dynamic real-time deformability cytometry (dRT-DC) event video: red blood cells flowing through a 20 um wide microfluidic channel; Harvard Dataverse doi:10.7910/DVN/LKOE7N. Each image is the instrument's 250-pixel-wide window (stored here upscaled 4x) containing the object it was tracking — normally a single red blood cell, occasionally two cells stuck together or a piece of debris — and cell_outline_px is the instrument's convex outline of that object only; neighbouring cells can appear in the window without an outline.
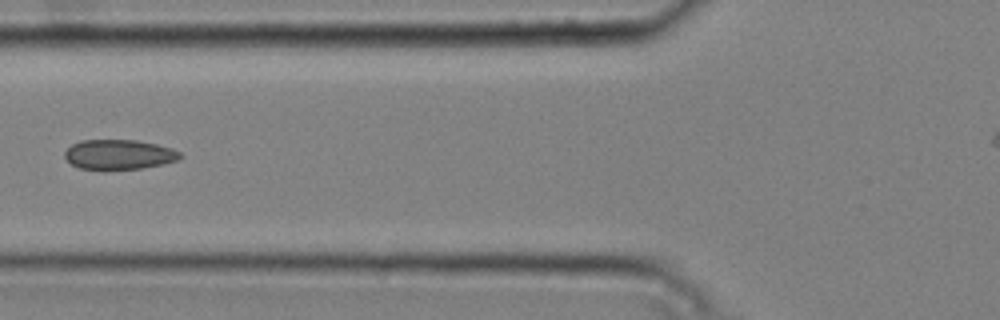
{"species": "common noctule bat (a hibernating species)", "species_latin": "Nyctalus noctula", "temperature_condition": "cold", "stored_images_in_passage": 7, "camera_frame_rate_fps": 3000, "um_per_image_px": 0.085, "animal": {"sex": "male", "body_mass_g": 20.4}, "frame": {"image": 1, "passage_image": 6, "time_ms": 1.667, "image_size_px": [1000, 320], "cell_outline_px": [[184, 156], [180, 160], [164, 164], [140, 168], [104, 172], [80, 168], [72, 164], [64, 156], [64, 152], [72, 144], [80, 140], [136, 140], [156, 144], [172, 148], [180, 152]], "centroid_in_image_um": [10.12, 13.16], "position_along_channel_um": 115.7, "area_um2": 20.69}}
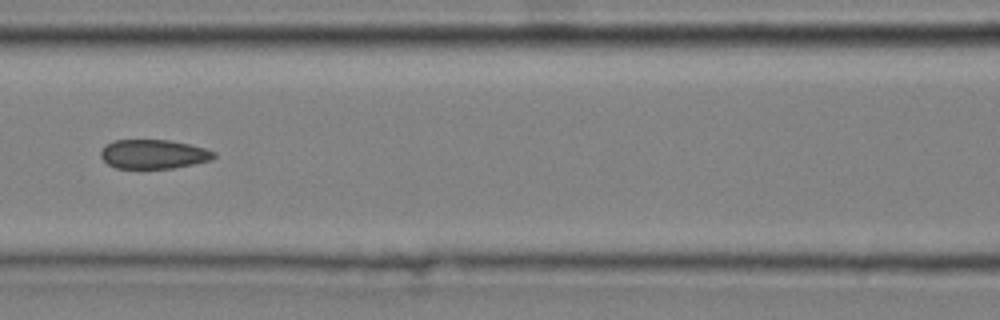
{"frame": {"image": 2, "passage_image": 7, "time_ms": 2.0, "image_size_px": [1000, 320], "cell_outline_px": [[216, 156], [212, 160], [172, 168], [116, 168], [108, 164], [100, 156], [100, 152], [112, 140], [168, 140], [188, 144], [204, 148], [216, 152]], "centroid_in_image_um": [13.06, 13.1], "position_along_channel_um": 153.5, "area_um2": 19.07}}